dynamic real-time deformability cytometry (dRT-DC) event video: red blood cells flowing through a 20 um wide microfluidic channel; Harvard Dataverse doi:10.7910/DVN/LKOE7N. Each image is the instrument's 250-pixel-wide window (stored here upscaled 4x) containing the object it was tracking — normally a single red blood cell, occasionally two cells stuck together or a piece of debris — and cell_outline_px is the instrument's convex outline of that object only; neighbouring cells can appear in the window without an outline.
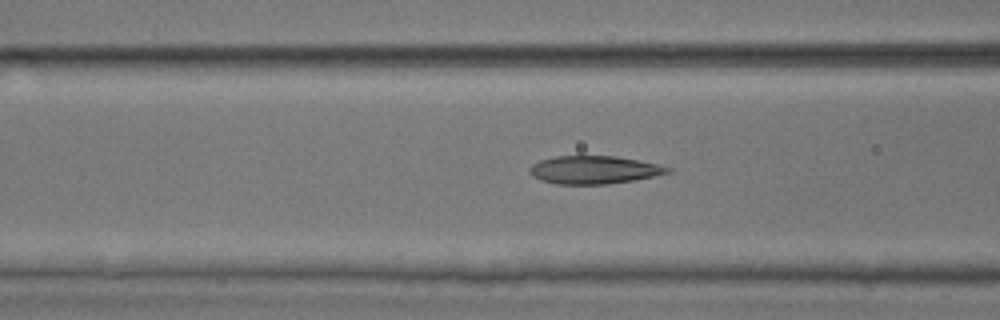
{"species": "common noctule bat (a hibernating species)", "species_latin": "Nyctalus noctula", "temperature_condition": "room temperature", "stored_images_in_passage": 51, "camera_frame_rate_fps": 3000, "um_per_image_px": 0.085, "animal": {"sex": "male", "body_mass_g": 17.9, "forearm_length_mm": 54.2}, "frame": {"image": 1, "passage_image": 20, "time_ms": 6.333, "image_size_px": [1000, 320], "cell_outline_px": [[672, 172], [632, 180], [608, 184], [556, 184], [540, 180], [532, 176], [528, 172], [528, 168], [532, 164], [540, 160], [556, 156], [616, 156], [640, 160], [672, 168]], "centroid_in_image_um": [50.45, 14.43], "position_along_channel_um": 116.1, "area_um2": 22.54}}
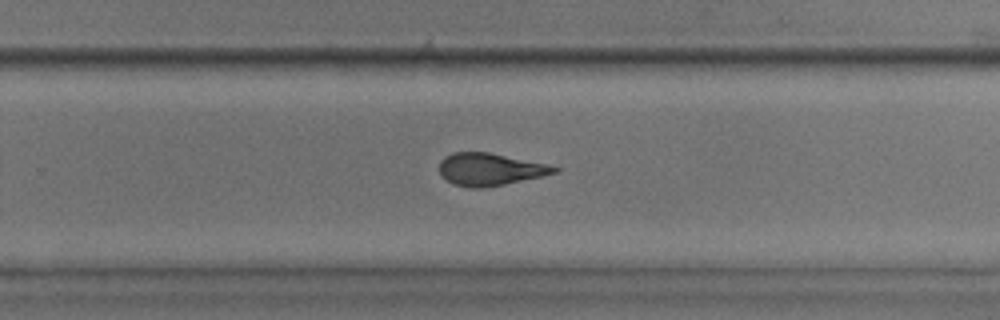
{"frame": {"image": 2, "passage_image": 33, "time_ms": 10.667, "image_size_px": [1000, 320], "cell_outline_px": [[560, 168], [556, 172], [540, 176], [504, 184], [484, 188], [472, 188], [452, 184], [440, 172], [440, 160], [444, 156], [452, 152], [488, 152], [544, 164]], "centroid_in_image_um": [41.58, 14.39], "position_along_channel_um": 288.2, "area_um2": 21.21}}
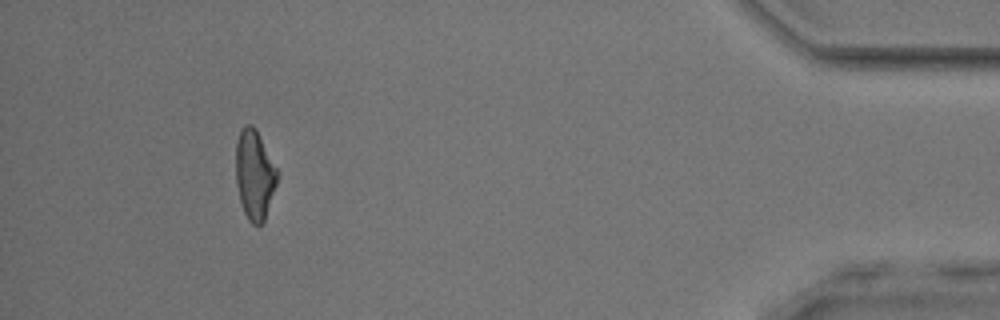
{"frame": {"image": 3, "passage_image": 47, "time_ms": 15.333, "image_size_px": [1000, 320], "cell_outline_px": [[280, 172], [264, 220], [260, 224], [252, 224], [248, 220], [244, 212], [240, 200], [236, 184], [236, 144], [240, 132], [244, 124], [252, 124], [256, 128]], "centroid_in_image_um": [21.65, 14.81], "position_along_channel_um": 413.6, "area_um2": 21.68}, "authors_computed_cell_mechanics": {"area_um2": 22.3686, "velocity_mm_per_s": 3.9851, "shape_relaxation_time_tau1_ms": 6.3593, "shape_relaxation_time_tau2_ms": 2.1755, "deformation_change_tau1": 0.1948, "deformation_change_tau2": 0.1121}}